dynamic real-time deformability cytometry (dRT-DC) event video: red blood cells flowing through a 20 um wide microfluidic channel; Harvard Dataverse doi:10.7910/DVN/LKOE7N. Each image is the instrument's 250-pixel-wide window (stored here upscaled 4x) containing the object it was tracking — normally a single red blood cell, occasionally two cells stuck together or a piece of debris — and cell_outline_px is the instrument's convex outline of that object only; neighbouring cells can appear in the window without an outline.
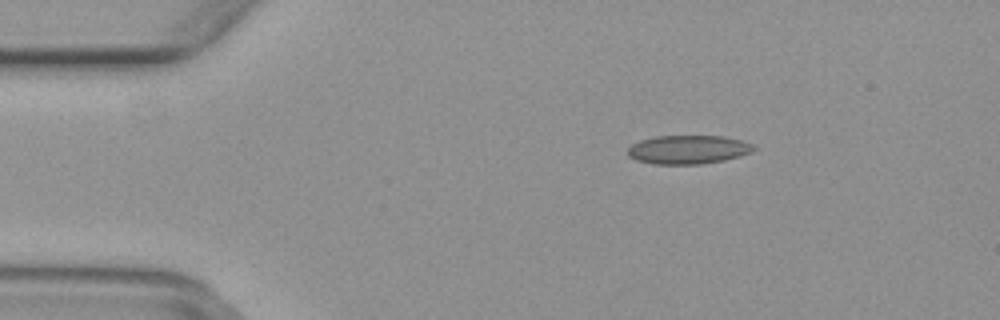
{"species": "common noctule bat (a hibernating species)", "species_latin": "Nyctalus noctula", "temperature_condition": "warm", "stored_images_in_passage": 43, "camera_frame_rate_fps": 3000, "um_per_image_px": 0.085, "animal": {"sex": "female", "body_mass_g": 29.2, "forearm_length_mm": 56.3}, "frame": {"image": 1, "passage_image": 1, "time_ms": 0.0, "image_size_px": [1000, 320], "cell_outline_px": [[756, 148], [752, 152], [740, 156], [724, 160], [700, 164], [652, 164], [636, 160], [628, 156], [628, 148], [632, 144], [640, 140], [656, 136], [724, 136], [744, 140], [752, 144]], "centroid_in_image_um": [58.51, 12.71], "position_along_channel_um": 26.5, "area_um2": 21.21}}
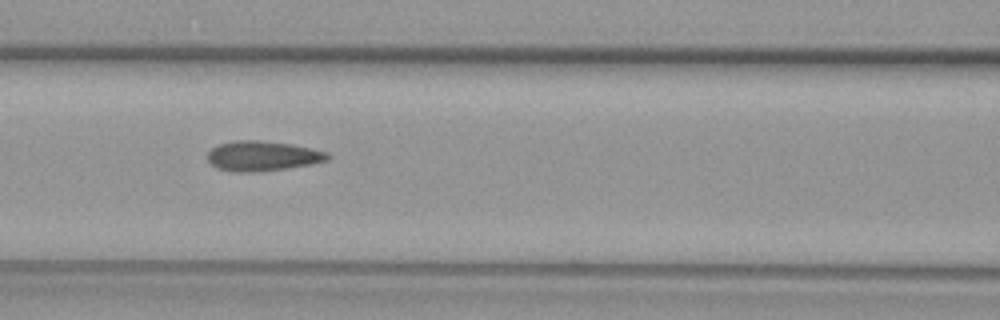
{"frame": {"image": 2, "passage_image": 14, "time_ms": 4.333, "image_size_px": [1000, 320], "cell_outline_px": [[332, 156], [328, 160], [308, 164], [260, 172], [236, 172], [216, 168], [208, 160], [208, 152], [212, 148], [220, 144], [236, 140], [260, 140], [292, 144], [328, 152]], "centroid_in_image_um": [22.31, 13.25], "position_along_channel_um": 144.3, "area_um2": 20.87}}
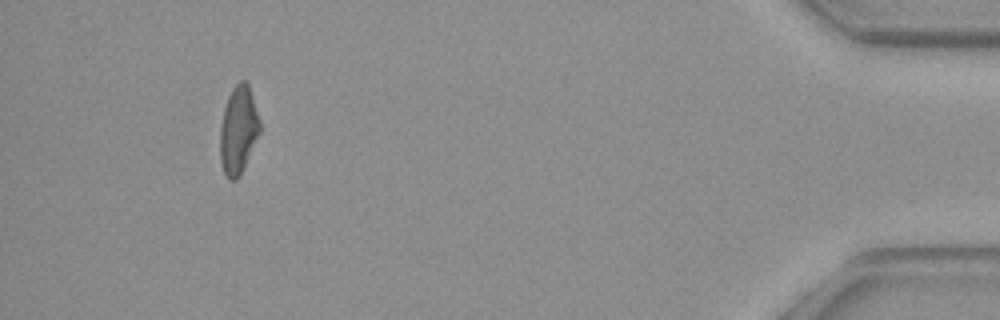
{"frame": {"image": 3, "passage_image": 39, "time_ms": 12.667, "image_size_px": [1000, 320], "cell_outline_px": [[260, 132], [240, 176], [236, 180], [228, 180], [224, 172], [220, 160], [220, 128], [224, 108], [228, 96], [232, 88], [240, 80], [244, 80], [248, 84], [260, 120]], "centroid_in_image_um": [20.25, 11.07], "position_along_channel_um": 414.9, "area_um2": 20.29}}